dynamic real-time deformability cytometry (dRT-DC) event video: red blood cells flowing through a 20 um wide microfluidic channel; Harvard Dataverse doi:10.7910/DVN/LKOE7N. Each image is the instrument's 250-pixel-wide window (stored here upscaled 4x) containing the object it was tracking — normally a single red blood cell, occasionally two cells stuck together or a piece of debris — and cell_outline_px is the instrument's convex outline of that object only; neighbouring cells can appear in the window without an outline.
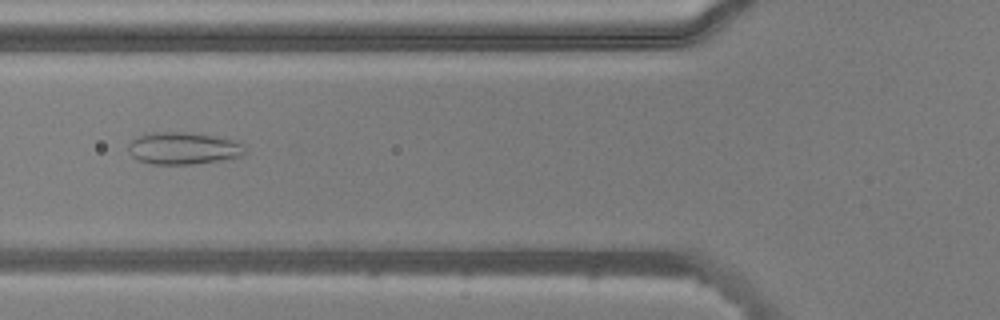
{"species": "common noctule bat (a hibernating species)", "species_latin": "Nyctalus noctula", "temperature_condition": "warm", "stored_images_in_passage": 44, "camera_frame_rate_fps": 3000, "um_per_image_px": 0.085, "animal": {"sex": "male", "body_mass_g": 20.5, "forearm_length_mm": 52.5}, "frame": {"image": 1, "passage_image": 11, "time_ms": 3.333, "image_size_px": [1000, 320], "cell_outline_px": [[244, 152], [240, 156], [220, 160], [196, 164], [152, 164], [136, 160], [128, 152], [128, 144], [132, 140], [148, 132], [188, 132], [216, 136], [236, 140], [244, 144]], "centroid_in_image_um": [15.56, 12.6], "position_along_channel_um": 110.2, "area_um2": 22.02}}
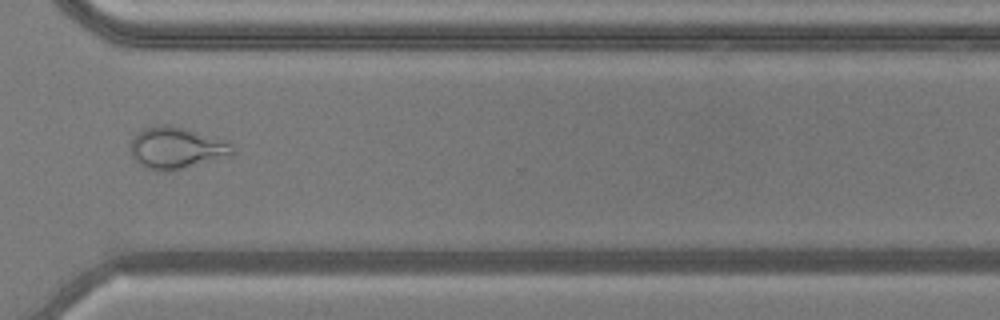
{"frame": {"image": 2, "passage_image": 30, "time_ms": 9.667, "image_size_px": [1000, 320], "cell_outline_px": [[236, 152], [232, 156], [172, 172], [156, 172], [144, 168], [132, 156], [132, 140], [136, 132], [144, 128], [160, 124], [168, 124], [184, 128], [228, 140], [232, 144]], "centroid_in_image_um": [15.05, 12.6], "position_along_channel_um": 355.5, "area_um2": 25.49}}
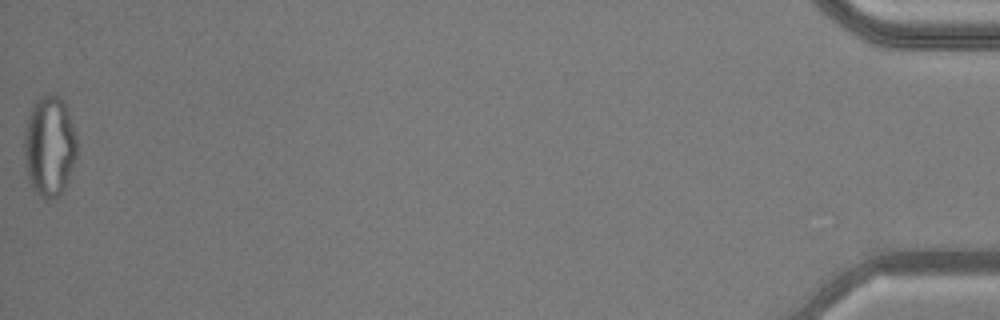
{"frame": {"image": 3, "passage_image": 44, "time_ms": 14.333, "image_size_px": [1000, 320], "cell_outline_px": [[76, 156], [64, 188], [60, 196], [48, 200], [44, 200], [32, 188], [28, 176], [24, 156], [24, 136], [28, 116], [36, 100], [48, 92], [60, 96], [64, 104], [76, 136]], "centroid_in_image_um": [4.18, 12.44], "position_along_channel_um": 431.0, "area_um2": 30.63}, "authors_computed_cell_mechanics": {"area_um2": 25.4031, "velocity_mm_per_s": 3.8732, "shape_relaxation_time_tau1_ms": null, "shape_relaxation_time_tau2_ms": 1.3839, "deformation_change_tau1": null, "deformation_change_tau2": 0.0971}}